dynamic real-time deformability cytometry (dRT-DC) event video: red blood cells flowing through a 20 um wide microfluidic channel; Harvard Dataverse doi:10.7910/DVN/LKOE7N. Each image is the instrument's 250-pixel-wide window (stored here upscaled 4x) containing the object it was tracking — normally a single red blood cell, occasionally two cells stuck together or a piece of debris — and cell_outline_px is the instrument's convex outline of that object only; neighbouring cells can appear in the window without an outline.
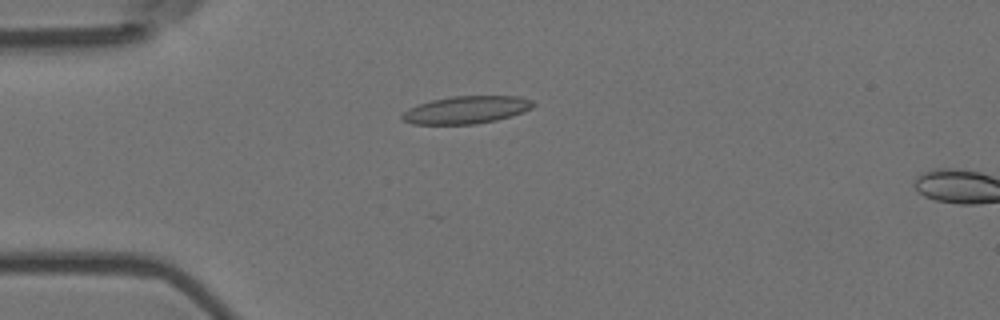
{"species": "Egyptian fruit bat (a non-hibernating species)", "species_latin": "Rousettus aegyptiacus", "temperature_condition": "room temperature", "stored_images_in_passage": 5, "camera_frame_rate_fps": 3000, "um_per_image_px": 0.085, "animal": {"sex": "female"}, "frame": {"image": 1, "passage_image": 4, "time_ms": 1.0, "image_size_px": [1000, 320], "cell_outline_px": [[536, 104], [532, 108], [512, 116], [496, 120], [476, 124], [412, 124], [404, 120], [400, 116], [408, 108], [432, 100], [452, 96], [516, 96], [532, 100]], "centroid_in_image_um": [39.66, 9.34], "position_along_channel_um": 45.3, "area_um2": 20.98}}